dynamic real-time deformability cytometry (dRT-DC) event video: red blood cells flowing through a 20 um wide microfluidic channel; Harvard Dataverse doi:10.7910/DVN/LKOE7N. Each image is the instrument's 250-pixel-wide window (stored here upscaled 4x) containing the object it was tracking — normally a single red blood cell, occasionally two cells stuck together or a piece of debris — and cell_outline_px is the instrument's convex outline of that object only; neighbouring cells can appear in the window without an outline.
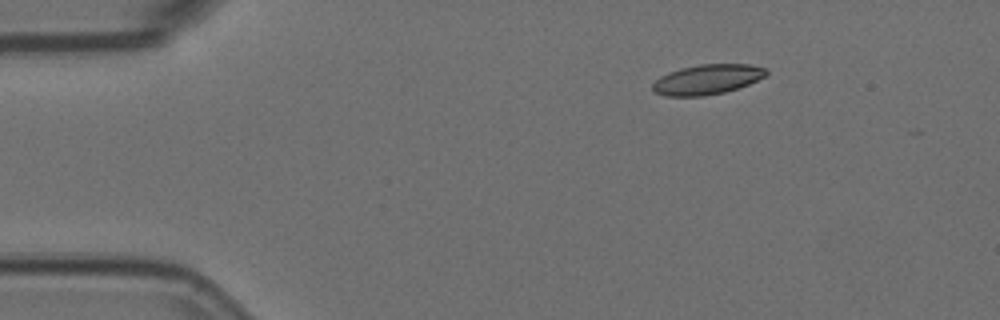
{"species": "Egyptian fruit bat (a non-hibernating species)", "species_latin": "Rousettus aegyptiacus", "temperature_condition": "room temperature", "stored_images_in_passage": 5, "camera_frame_rate_fps": 3000, "um_per_image_px": 0.085, "animal": {"sex": "female"}, "frame": {"image": 1, "passage_image": 1, "time_ms": 0.0, "image_size_px": [1000, 320], "cell_outline_px": [[768, 72], [764, 76], [748, 84], [724, 92], [704, 96], [664, 96], [656, 92], [652, 88], [652, 84], [660, 76], [668, 72], [680, 68], [700, 64], [748, 64], [768, 68]], "centroid_in_image_um": [60.1, 6.74], "position_along_channel_um": 24.9, "area_um2": 19.77}}
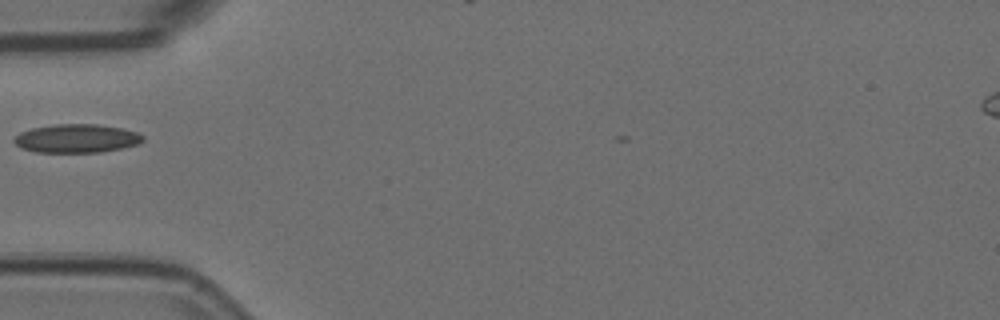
{"frame": {"image": 2, "passage_image": 4, "time_ms": 1.0, "image_size_px": [1000, 320], "cell_outline_px": [[144, 140], [136, 144], [120, 148], [100, 152], [36, 152], [20, 148], [12, 140], [20, 132], [32, 128], [56, 124], [96, 124], [120, 128], [136, 132], [144, 136]], "centroid_in_image_um": [6.47, 11.77], "position_along_channel_um": 78.5, "area_um2": 21.27}}
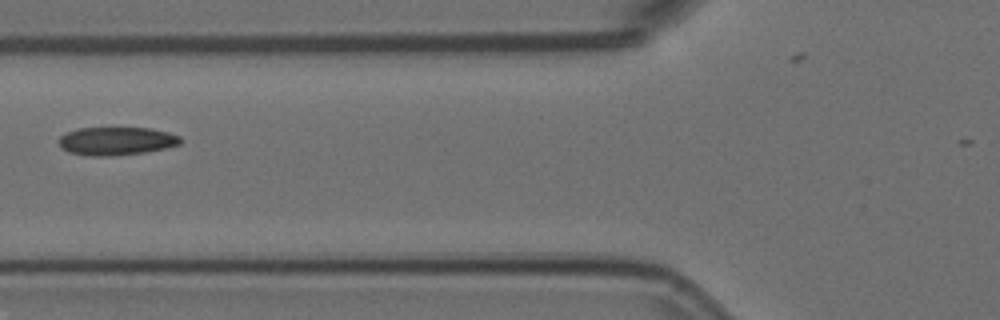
{"frame": {"image": 3, "passage_image": 5, "time_ms": 1.333, "image_size_px": [1000, 320], "cell_outline_px": [[180, 144], [164, 148], [144, 152], [112, 156], [92, 156], [68, 152], [60, 148], [56, 140], [60, 136], [76, 128], [152, 128], [168, 132], [180, 136]], "centroid_in_image_um": [9.83, 11.98], "position_along_channel_um": 116.0, "area_um2": 20.06}}